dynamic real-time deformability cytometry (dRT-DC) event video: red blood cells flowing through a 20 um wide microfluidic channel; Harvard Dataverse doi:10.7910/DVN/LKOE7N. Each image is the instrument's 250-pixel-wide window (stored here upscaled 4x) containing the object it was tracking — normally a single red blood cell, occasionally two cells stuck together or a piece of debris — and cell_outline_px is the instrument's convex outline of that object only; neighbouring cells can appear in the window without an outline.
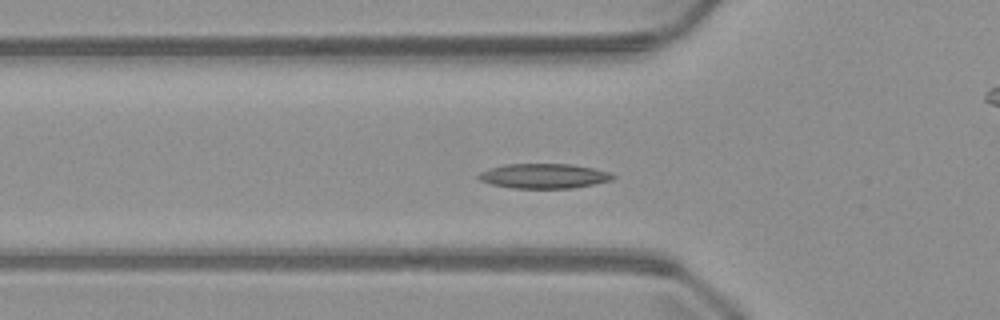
{"species": "common noctule bat (a hibernating species)", "species_latin": "Nyctalus noctula", "temperature_condition": "warm", "stored_images_in_passage": 39, "camera_frame_rate_fps": 3000, "um_per_image_px": 0.085, "animal": {"sex": "male", "body_mass_g": 23.1, "forearm_length_mm": 52.7}, "frame": {"image": 1, "passage_image": 4, "time_ms": 1.0, "image_size_px": [1000, 320], "cell_outline_px": [[616, 176], [612, 180], [572, 188], [512, 188], [492, 184], [480, 180], [476, 176], [480, 172], [504, 164], [572, 164], [596, 168], [608, 172]], "centroid_in_image_um": [46.24, 14.95], "position_along_channel_um": 79.6, "area_um2": 19.31}}
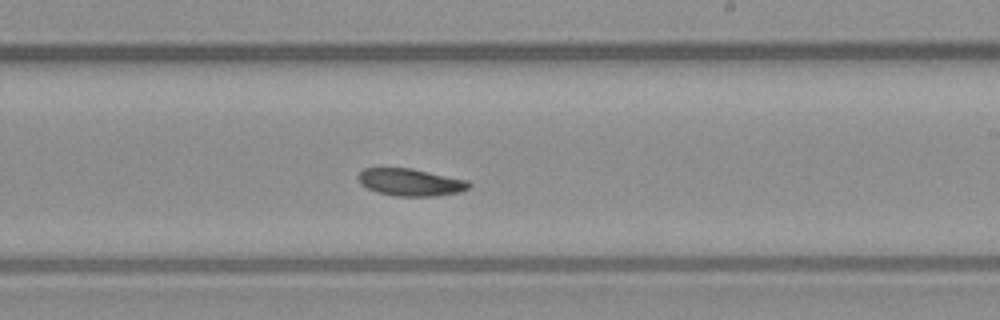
{"frame": {"image": 2, "passage_image": 17, "time_ms": 5.333, "image_size_px": [1000, 320], "cell_outline_px": [[472, 184], [468, 188], [460, 192], [436, 196], [396, 196], [376, 192], [360, 184], [356, 176], [364, 168], [412, 168], [468, 180]], "centroid_in_image_um": [34.88, 15.49], "position_along_channel_um": 254.1, "area_um2": 17.74}}
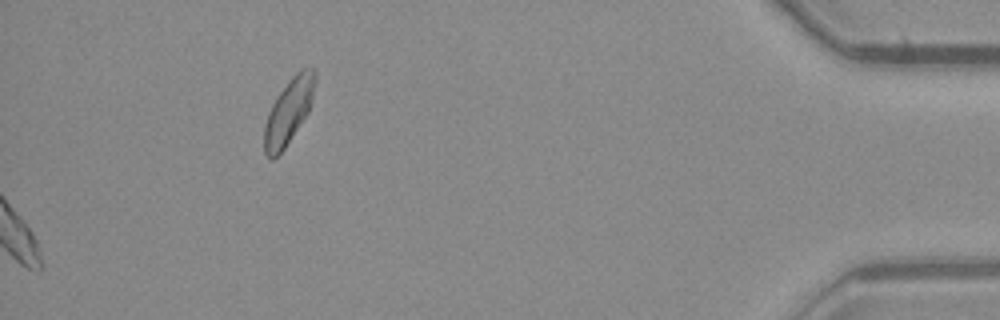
{"frame": {"image": 3, "passage_image": 39, "time_ms": 12.667, "image_size_px": [1000, 320], "cell_outline_px": [[316, 84], [308, 112], [284, 148], [272, 160], [264, 152], [264, 128], [268, 112], [272, 104], [288, 80], [300, 68], [312, 68], [316, 72]], "centroid_in_image_um": [24.54, 9.42], "position_along_channel_um": 410.7, "area_um2": 19.02}}